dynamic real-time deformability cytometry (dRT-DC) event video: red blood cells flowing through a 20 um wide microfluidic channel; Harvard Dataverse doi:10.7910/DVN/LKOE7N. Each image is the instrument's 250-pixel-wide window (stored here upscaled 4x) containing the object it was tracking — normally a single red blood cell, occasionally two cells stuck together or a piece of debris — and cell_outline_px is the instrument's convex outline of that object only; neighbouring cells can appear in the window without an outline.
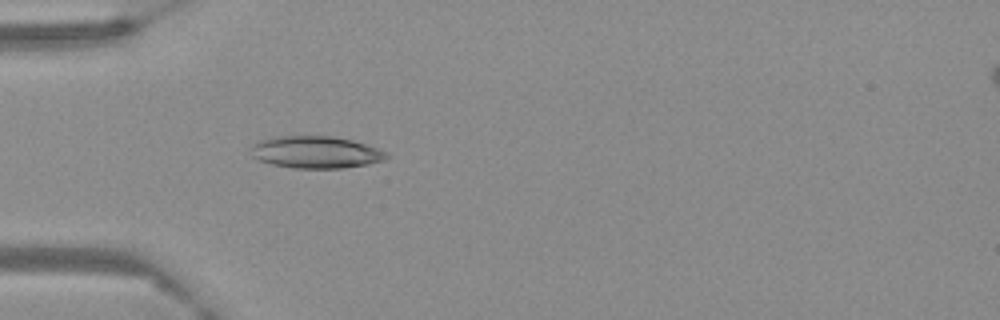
{"species": "Egyptian fruit bat (a non-hibernating species)", "species_latin": "Rousettus aegyptiacus", "temperature_condition": "warm", "stored_images_in_passage": 54, "camera_frame_rate_fps": 3000, "um_per_image_px": 0.085, "frame": {"image": 1, "passage_image": 12, "time_ms": 3.667, "image_size_px": [1000, 320], "cell_outline_px": [[388, 156], [384, 160], [368, 164], [344, 168], [292, 168], [272, 164], [260, 160], [252, 156], [252, 148], [260, 140], [272, 136], [332, 136], [352, 140], [388, 152]], "centroid_in_image_um": [26.86, 12.94], "position_along_channel_um": 58.1, "area_um2": 25.2}}
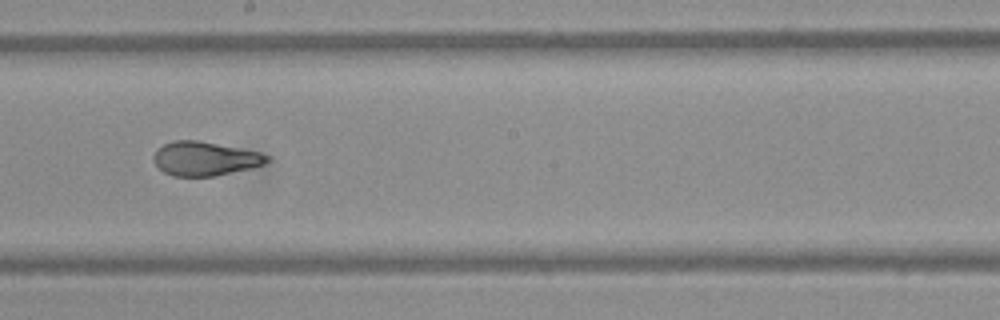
{"frame": {"image": 2, "passage_image": 28, "time_ms": 9.0, "image_size_px": [1000, 320], "cell_outline_px": [[272, 160], [264, 164], [252, 168], [216, 176], [172, 176], [164, 172], [152, 160], [152, 156], [156, 148], [172, 140], [196, 140], [260, 152], [268, 156]], "centroid_in_image_um": [17.4, 13.49], "position_along_channel_um": 230.8, "area_um2": 22.6}}
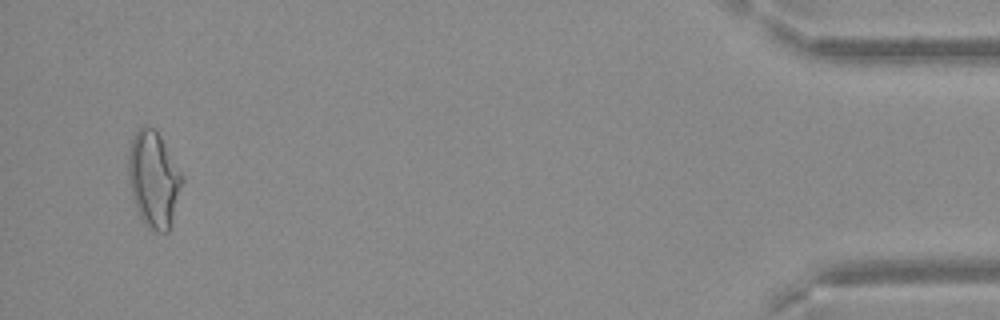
{"frame": {"image": 3, "passage_image": 52, "time_ms": 17.0, "image_size_px": [1000, 320], "cell_outline_px": [[184, 180], [172, 224], [168, 232], [156, 232], [148, 228], [144, 224], [136, 208], [132, 196], [128, 176], [128, 140], [144, 124], [152, 128], [160, 136], [184, 176]], "centroid_in_image_um": [13.06, 15.25], "position_along_channel_um": 422.1, "area_um2": 30.52}}